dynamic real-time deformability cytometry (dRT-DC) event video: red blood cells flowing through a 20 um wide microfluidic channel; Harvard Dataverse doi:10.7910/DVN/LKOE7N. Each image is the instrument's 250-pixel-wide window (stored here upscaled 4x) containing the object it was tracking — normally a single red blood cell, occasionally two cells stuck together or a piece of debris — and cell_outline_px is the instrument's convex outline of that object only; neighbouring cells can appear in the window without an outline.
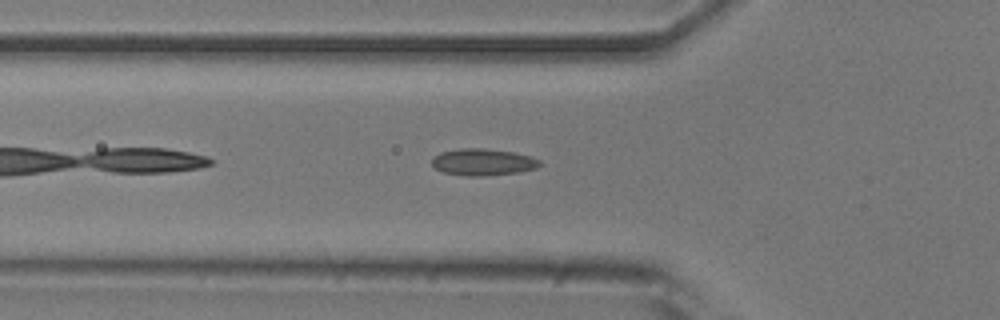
{"species": "common noctule bat (a hibernating species)", "species_latin": "Nyctalus noctula", "temperature_condition": "room temperature", "stored_images_in_passage": 36, "camera_frame_rate_fps": 3000, "um_per_image_px": 0.085, "animal": {"sex": "male", "body_mass_g": 20.5, "forearm_length_mm": 52.5}, "frame": {"image": 1, "passage_image": 4, "time_ms": 1.0, "image_size_px": [1000, 320], "cell_outline_px": [[540, 164], [536, 168], [516, 172], [484, 176], [468, 176], [444, 172], [436, 168], [432, 164], [432, 160], [440, 152], [460, 148], [484, 148], [512, 152], [528, 156], [540, 160]], "centroid_in_image_um": [41.03, 13.77], "position_along_channel_um": 84.8, "area_um2": 16.53}}
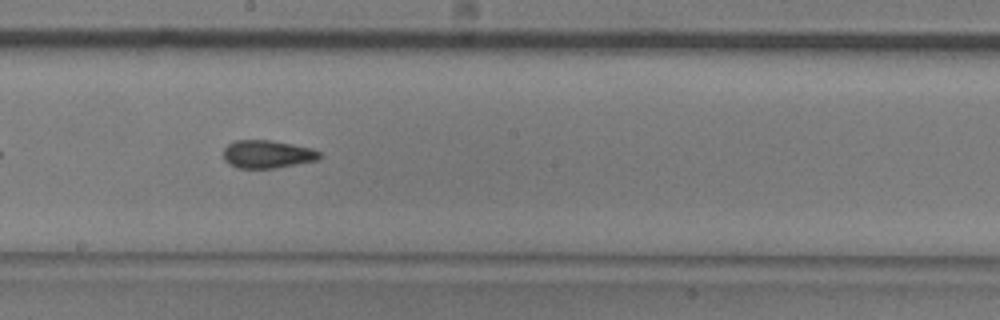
{"frame": {"image": 2, "passage_image": 15, "time_ms": 4.667, "image_size_px": [1000, 320], "cell_outline_px": [[324, 156], [320, 160], [276, 168], [236, 168], [228, 164], [224, 160], [224, 148], [228, 144], [236, 140], [268, 140], [292, 144], [312, 148], [320, 152]], "centroid_in_image_um": [22.76, 13.12], "position_along_channel_um": 225.4, "area_um2": 15.9}}
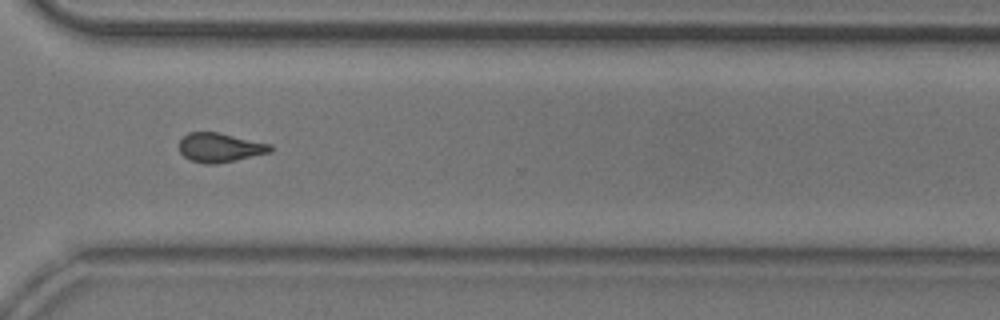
{"frame": {"image": 3, "passage_image": 25, "time_ms": 8.0, "image_size_px": [1000, 320], "cell_outline_px": [[272, 152], [236, 160], [216, 164], [204, 164], [192, 160], [184, 156], [180, 152], [180, 140], [188, 132], [216, 132], [272, 144]], "centroid_in_image_um": [18.71, 12.54], "position_along_channel_um": 351.9, "area_um2": 15.43}}